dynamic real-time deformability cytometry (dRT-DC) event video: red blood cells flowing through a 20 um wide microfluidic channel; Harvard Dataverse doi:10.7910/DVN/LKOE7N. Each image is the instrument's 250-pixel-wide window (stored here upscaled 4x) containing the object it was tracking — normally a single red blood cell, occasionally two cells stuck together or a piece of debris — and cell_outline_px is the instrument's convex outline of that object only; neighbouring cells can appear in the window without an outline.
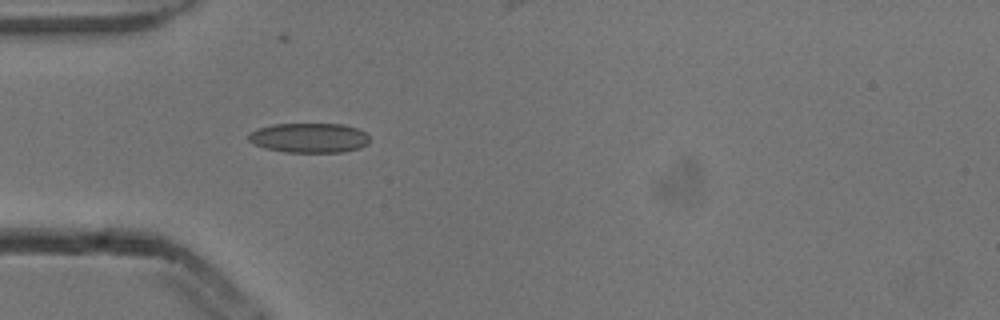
{"species": "common noctule bat (a hibernating species)", "species_latin": "Nyctalus noctula", "temperature_condition": "cold", "stored_images_in_passage": 5, "camera_frame_rate_fps": 3000, "um_per_image_px": 0.085, "animal": {"sex": "male", "body_mass_g": 13.3}, "frame": {"image": 1, "passage_image": 5, "time_ms": 1.333, "image_size_px": [1000, 320], "cell_outline_px": [[368, 144], [360, 148], [344, 152], [284, 152], [264, 148], [248, 140], [248, 132], [256, 128], [272, 124], [344, 124], [356, 128], [364, 132], [368, 136]], "centroid_in_image_um": [26.25, 11.71], "position_along_channel_um": 58.7, "area_um2": 21.1}}